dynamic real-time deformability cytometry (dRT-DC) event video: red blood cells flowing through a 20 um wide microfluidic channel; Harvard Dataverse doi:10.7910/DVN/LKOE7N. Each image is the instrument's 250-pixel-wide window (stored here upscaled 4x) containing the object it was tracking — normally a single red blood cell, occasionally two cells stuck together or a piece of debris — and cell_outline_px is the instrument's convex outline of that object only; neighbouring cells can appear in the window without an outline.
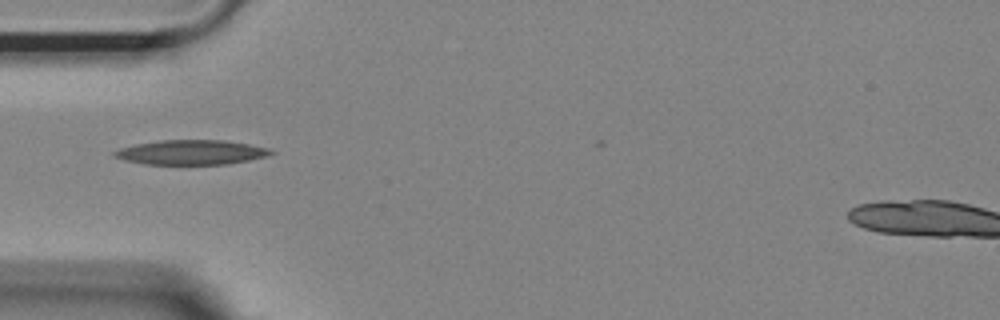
{"species": "Egyptian fruit bat (a non-hibernating species)", "species_latin": "Rousettus aegyptiacus", "temperature_condition": "room temperature", "stored_images_in_passage": 37, "camera_frame_rate_fps": 3000, "um_per_image_px": 0.085, "animal": {"sex": "female"}, "frame": {"image": 1, "passage_image": 1, "time_ms": 0.0, "image_size_px": [1000, 320], "cell_outline_px": [[276, 152], [264, 156], [248, 160], [228, 164], [144, 164], [124, 160], [112, 156], [112, 152], [120, 148], [136, 144], [160, 140], [224, 140], [248, 144], [268, 148]], "centroid_in_image_um": [16.21, 12.94], "position_along_channel_um": 68.8, "area_um2": 22.37}}
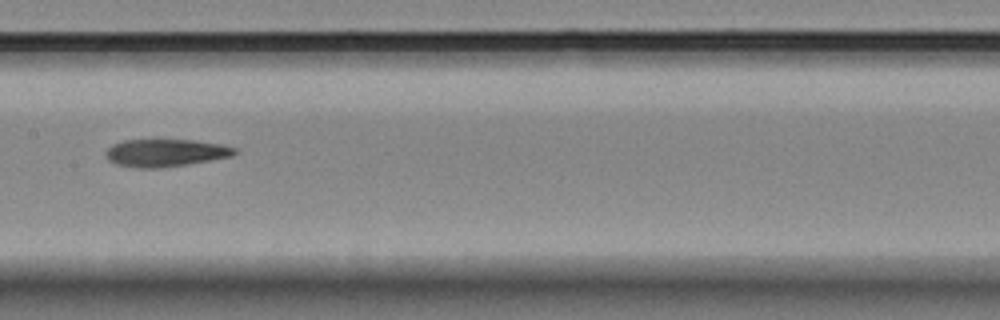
{"frame": {"image": 2, "passage_image": 11, "time_ms": 3.333, "image_size_px": [1000, 320], "cell_outline_px": [[240, 152], [232, 156], [212, 160], [188, 164], [160, 168], [136, 168], [116, 164], [108, 160], [104, 156], [104, 152], [112, 144], [124, 140], [192, 140], [220, 144], [236, 148]], "centroid_in_image_um": [14.06, 13.0], "position_along_channel_um": 193.3, "area_um2": 20.87}}
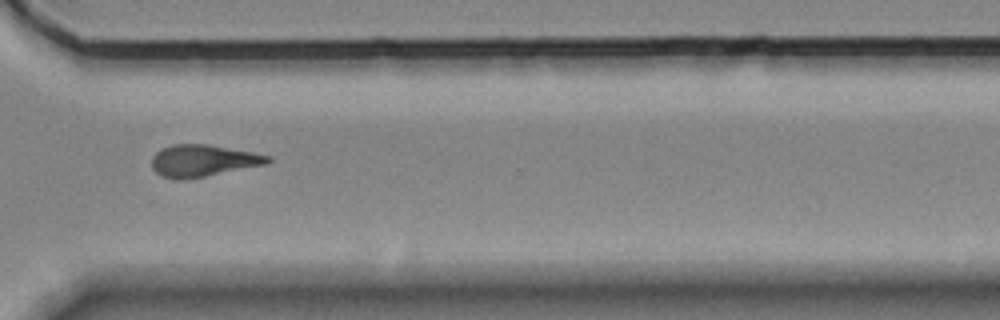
{"frame": {"image": 3, "passage_image": 24, "time_ms": 7.667, "image_size_px": [1000, 320], "cell_outline_px": [[272, 160], [268, 164], [204, 176], [180, 180], [160, 176], [152, 168], [152, 156], [160, 148], [172, 144], [208, 144], [252, 152], [272, 156]], "centroid_in_image_um": [17.25, 13.65], "position_along_channel_um": 353.4, "area_um2": 21.62}, "authors_computed_cell_mechanics": {"area_um2": 21.097, "velocity_mm_per_s": 3.6929, "shape_relaxation_time_tau1_ms": null, "shape_relaxation_time_tau2_ms": 8.2192, "deformation_change_tau1": null, "deformation_change_tau2": 0.2206}}